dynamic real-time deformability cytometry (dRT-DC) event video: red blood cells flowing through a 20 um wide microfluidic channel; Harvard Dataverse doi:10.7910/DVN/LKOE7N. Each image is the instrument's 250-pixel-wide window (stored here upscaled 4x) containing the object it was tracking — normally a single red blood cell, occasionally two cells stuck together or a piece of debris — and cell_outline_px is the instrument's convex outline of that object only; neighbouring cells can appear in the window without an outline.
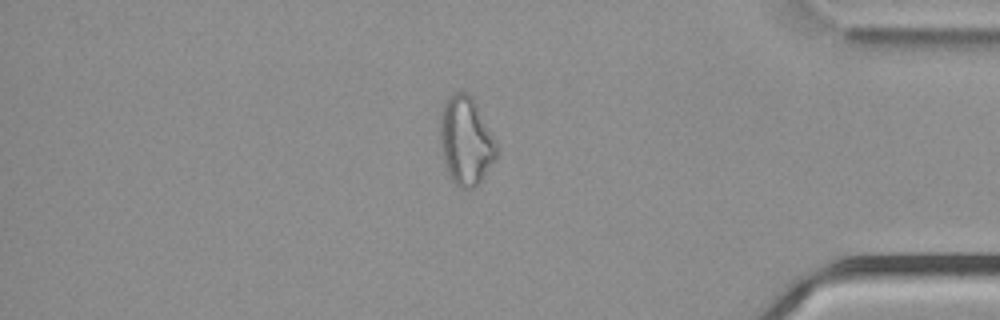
{"species": "common noctule bat (a hibernating species)", "species_latin": "Nyctalus noctula", "temperature_condition": "cold", "stored_images_in_passage": 54, "camera_frame_rate_fps": 3000, "um_per_image_px": 0.085, "animal": {"sex": "male", "body_mass_g": 21.5, "forearm_length_mm": 52.0}, "frame": {"image": 1, "passage_image": 46, "time_ms": 15.0, "image_size_px": [1000, 320], "cell_outline_px": [[500, 152], [496, 160], [480, 180], [472, 188], [460, 188], [452, 180], [448, 172], [444, 160], [440, 144], [440, 116], [444, 104], [448, 96], [456, 92], [464, 92], [472, 96], [496, 140]], "centroid_in_image_um": [39.62, 11.96], "position_along_channel_um": 395.6, "area_um2": 29.07}, "authors_computed_cell_mechanics": {"area_um2": 29.2757, "velocity_mm_per_s": 3.794, "shape_relaxation_time_tau1_ms": null, "shape_relaxation_time_tau2_ms": 2.5236, "deformation_change_tau1": null, "deformation_change_tau2": 0.1223}}